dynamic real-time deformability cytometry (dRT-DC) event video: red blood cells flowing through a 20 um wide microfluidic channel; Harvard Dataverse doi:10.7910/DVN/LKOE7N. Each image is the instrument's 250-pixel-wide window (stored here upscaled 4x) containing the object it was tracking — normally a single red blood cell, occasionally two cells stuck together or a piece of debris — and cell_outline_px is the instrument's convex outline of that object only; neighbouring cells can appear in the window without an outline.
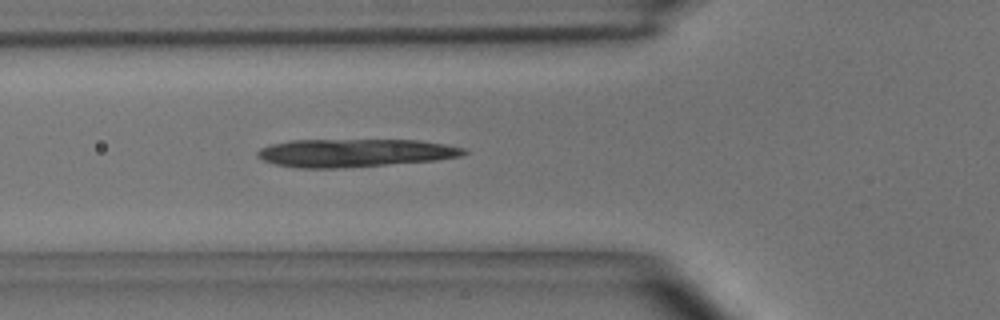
{"species": "common noctule bat (a hibernating species)", "species_latin": "Nyctalus noctula", "temperature_condition": "room temperature", "stored_images_in_passage": 31, "camera_frame_rate_fps": 3000, "um_per_image_px": 0.085, "animal": {"sex": "male", "body_mass_g": 15.6}, "frame": {"image": 1, "passage_image": 3, "time_ms": 0.667, "image_size_px": [1000, 320], "cell_outline_px": [[468, 152], [460, 156], [436, 160], [388, 164], [336, 168], [300, 168], [276, 164], [264, 160], [256, 156], [256, 152], [260, 148], [272, 144], [292, 140], [420, 140], [444, 144], [464, 148]], "centroid_in_image_um": [30.14, 12.99], "position_along_channel_um": 95.7, "area_um2": 33.47}}
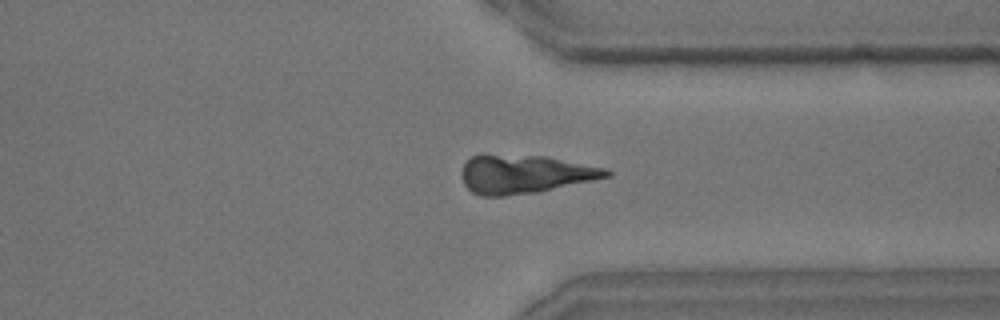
{"frame": {"image": 2, "passage_image": 23, "time_ms": 7.333, "image_size_px": [1000, 320], "cell_outline_px": [[612, 176], [540, 192], [504, 196], [480, 196], [472, 192], [464, 184], [464, 164], [472, 156], [484, 152], [544, 156], [604, 168], [612, 172]], "centroid_in_image_um": [44.59, 14.79], "position_along_channel_um": 366.8, "area_um2": 32.83}}
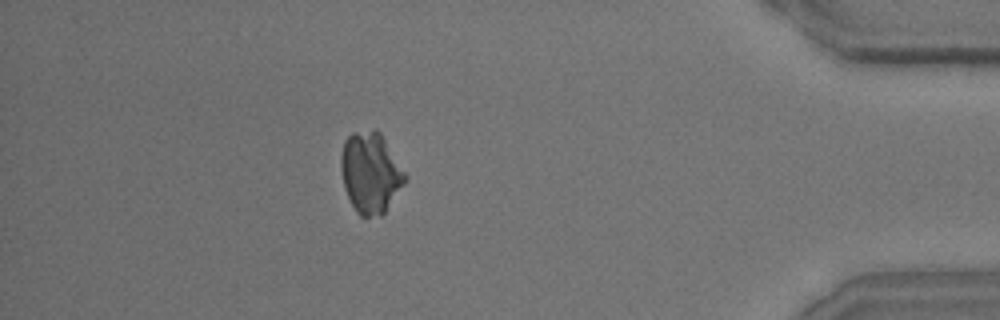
{"frame": {"image": 3, "passage_image": 29, "time_ms": 9.333, "image_size_px": [1000, 320], "cell_outline_px": [[408, 180], [384, 212], [380, 216], [360, 216], [356, 212], [344, 188], [340, 168], [340, 156], [344, 140], [352, 132], [376, 128], [380, 132], [408, 176]], "centroid_in_image_um": [31.49, 14.65], "position_along_channel_um": 403.7, "area_um2": 30.46}}